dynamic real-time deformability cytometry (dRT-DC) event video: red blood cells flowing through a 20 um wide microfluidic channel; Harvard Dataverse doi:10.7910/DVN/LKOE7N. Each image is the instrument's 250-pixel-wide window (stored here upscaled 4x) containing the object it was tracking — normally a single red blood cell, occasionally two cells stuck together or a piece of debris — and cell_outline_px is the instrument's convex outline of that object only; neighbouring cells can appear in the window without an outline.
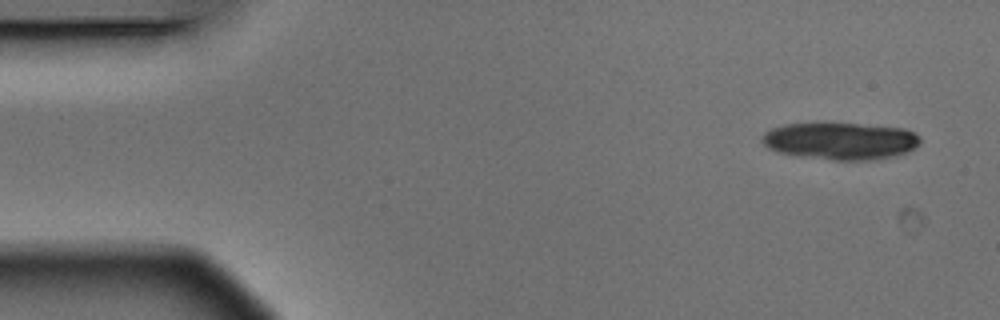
{"species": "Egyptian fruit bat (a non-hibernating species)", "species_latin": "Rousettus aegyptiacus", "temperature_condition": "warm", "stored_images_in_passage": 4, "camera_frame_rate_fps": 3000, "um_per_image_px": 0.085, "animal": {"sex": "male"}, "frame": {"image": 1, "passage_image": 1, "time_ms": 0.0, "image_size_px": [1000, 320], "cell_outline_px": [[920, 144], [904, 152], [892, 156], [868, 160], [832, 160], [776, 152], [768, 148], [760, 140], [764, 132], [772, 128], [784, 124], [812, 120], [824, 120], [904, 128], [920, 136]], "centroid_in_image_um": [71.35, 11.92], "position_along_channel_um": 13.7, "area_um2": 35.2}}